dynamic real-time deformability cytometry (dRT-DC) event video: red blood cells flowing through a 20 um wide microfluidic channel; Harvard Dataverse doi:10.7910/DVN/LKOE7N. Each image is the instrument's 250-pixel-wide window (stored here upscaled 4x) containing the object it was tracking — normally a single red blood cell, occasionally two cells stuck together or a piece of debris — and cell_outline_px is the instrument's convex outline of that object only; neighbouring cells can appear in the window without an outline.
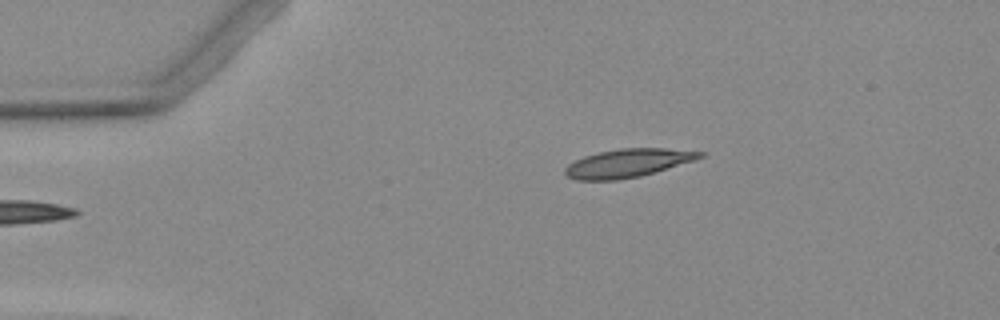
{"species": "Egyptian fruit bat (a non-hibernating species)", "species_latin": "Rousettus aegyptiacus", "temperature_condition": "warm", "stored_images_in_passage": 3, "camera_frame_rate_fps": 3000, "um_per_image_px": 0.085, "animal": {"sex": "female"}, "frame": {"image": 1, "passage_image": 3, "time_ms": 2.667, "image_size_px": [1000, 320], "cell_outline_px": [[704, 156], [696, 160], [640, 176], [616, 180], [576, 180], [568, 176], [564, 172], [564, 168], [568, 164], [584, 156], [600, 152], [620, 148], [664, 148], [704, 152]], "centroid_in_image_um": [53.36, 13.86], "position_along_channel_um": 31.6, "area_um2": 22.14}}